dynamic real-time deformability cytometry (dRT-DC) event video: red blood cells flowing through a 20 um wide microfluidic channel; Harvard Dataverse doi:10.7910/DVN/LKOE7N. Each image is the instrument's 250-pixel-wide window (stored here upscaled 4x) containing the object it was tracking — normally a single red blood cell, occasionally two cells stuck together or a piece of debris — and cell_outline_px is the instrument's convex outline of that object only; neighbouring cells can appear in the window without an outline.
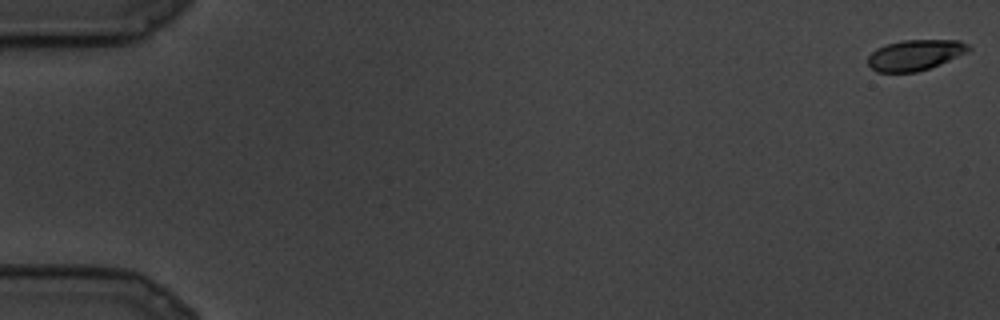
{"species": "common noctule bat (a hibernating species)", "species_latin": "Nyctalus noctula", "temperature_condition": "cold", "stored_images_in_passage": 14, "camera_frame_rate_fps": 3000, "um_per_image_px": 0.085, "animal": {"sex": "male", "body_mass_g": 19.5, "forearm_length_mm": 54.6}, "frame": {"image": 1, "passage_image": 1, "time_ms": 0.0, "image_size_px": [1000, 320], "cell_outline_px": [[972, 48], [968, 52], [928, 68], [916, 72], [876, 72], [868, 64], [868, 56], [876, 48], [888, 44], [904, 40], [960, 40], [968, 44]], "centroid_in_image_um": [77.78, 4.67], "position_along_channel_um": 7.2, "area_um2": 17.8}}
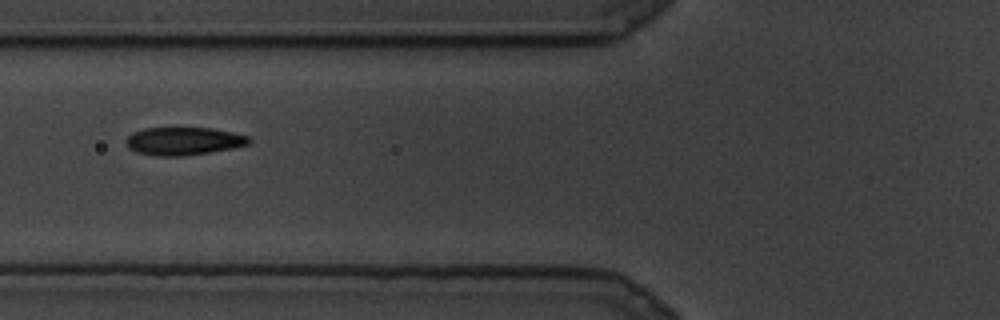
{"frame": {"image": 2, "passage_image": 11, "time_ms": 3.333, "image_size_px": [1000, 320], "cell_outline_px": [[252, 140], [248, 144], [232, 148], [184, 156], [156, 156], [136, 152], [128, 148], [124, 140], [132, 132], [144, 128], [212, 128], [232, 132], [248, 136]], "centroid_in_image_um": [15.56, 11.99], "position_along_channel_um": 110.2, "area_um2": 20.06}}
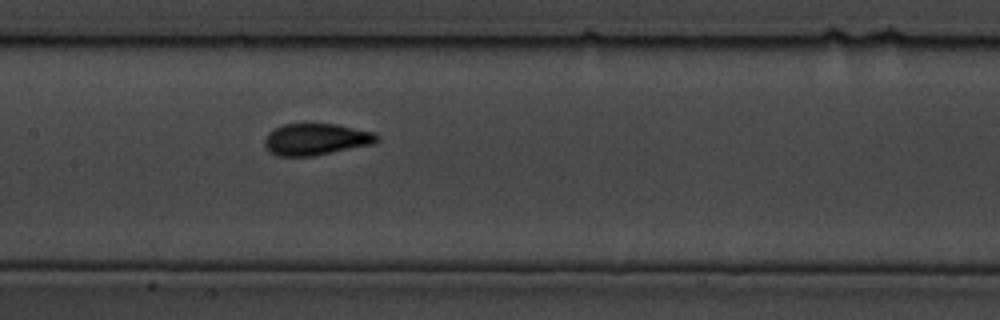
{"frame": {"image": 3, "passage_image": 14, "time_ms": 4.333, "image_size_px": [1000, 320], "cell_outline_px": [[380, 140], [372, 144], [312, 156], [276, 156], [268, 152], [264, 144], [264, 140], [268, 132], [284, 124], [336, 124], [372, 132], [380, 136]], "centroid_in_image_um": [26.83, 11.85], "position_along_channel_um": 180.6, "area_um2": 20.63}}